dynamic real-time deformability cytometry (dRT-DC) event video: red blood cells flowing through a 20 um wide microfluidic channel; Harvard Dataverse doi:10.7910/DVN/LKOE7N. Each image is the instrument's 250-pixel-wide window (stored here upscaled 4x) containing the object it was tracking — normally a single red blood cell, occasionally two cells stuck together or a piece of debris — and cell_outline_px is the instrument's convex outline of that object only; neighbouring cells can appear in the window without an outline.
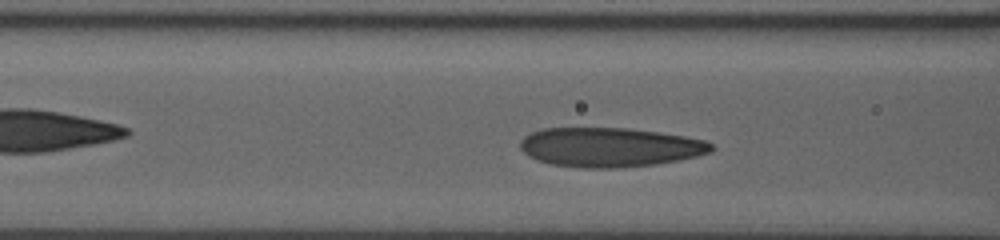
{"species": "human", "species_latin": "Homo sapiens", "temperature_condition": "room temperature", "stored_images_in_passage": 33, "camera_frame_rate_fps": 3000, "um_per_image_px": 0.085, "donor": {"sex": "male"}, "frame": {"image": 1, "passage_image": 12, "time_ms": 3.667, "image_size_px": [1000, 240], "cell_outline_px": [[716, 148], [712, 152], [696, 156], [656, 164], [616, 168], [584, 168], [552, 164], [528, 156], [520, 148], [520, 140], [524, 136], [532, 132], [544, 128], [628, 128], [660, 132], [684, 136], [704, 140], [712, 144]], "centroid_in_image_um": [51.84, 12.51], "position_along_channel_um": 114.8, "area_um2": 43.75}}
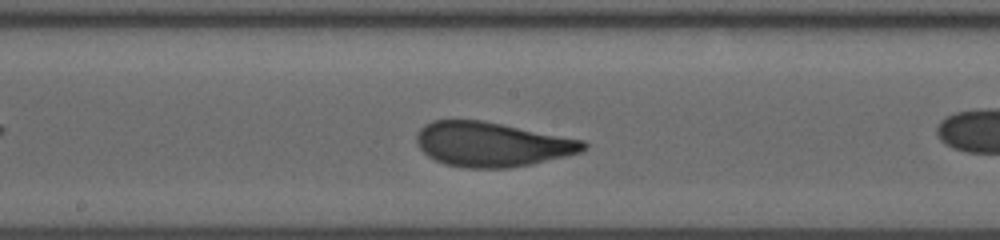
{"frame": {"image": 2, "passage_image": 19, "time_ms": 6.0, "image_size_px": [1000, 240], "cell_outline_px": [[588, 148], [584, 152], [532, 164], [508, 168], [464, 168], [444, 164], [428, 156], [416, 144], [416, 132], [424, 124], [432, 120], [484, 120], [584, 140], [588, 144]], "centroid_in_image_um": [41.82, 12.26], "position_along_channel_um": 206.4, "area_um2": 43.81}}
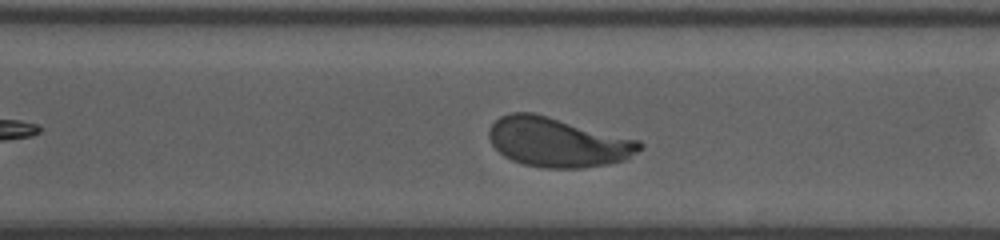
{"frame": {"image": 3, "passage_image": 28, "time_ms": 9.0, "image_size_px": [1000, 240], "cell_outline_px": [[644, 148], [624, 160], [608, 164], [584, 168], [544, 168], [524, 164], [512, 160], [504, 156], [492, 144], [488, 136], [488, 132], [492, 124], [500, 116], [512, 112], [532, 112], [548, 116], [640, 140], [644, 144]], "centroid_in_image_um": [47.42, 12.09], "position_along_channel_um": 323.2, "area_um2": 43.47}}